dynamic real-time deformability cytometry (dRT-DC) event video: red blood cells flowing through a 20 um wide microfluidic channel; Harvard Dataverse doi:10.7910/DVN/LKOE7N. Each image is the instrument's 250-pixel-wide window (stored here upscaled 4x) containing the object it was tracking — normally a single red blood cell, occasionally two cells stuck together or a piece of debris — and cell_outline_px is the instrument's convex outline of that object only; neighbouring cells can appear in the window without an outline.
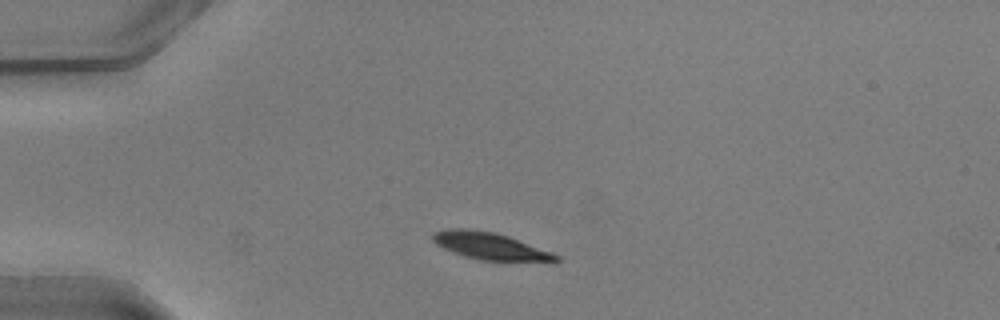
{"species": "common noctule bat (a hibernating species)", "species_latin": "Nyctalus noctula", "temperature_condition": "warm", "stored_images_in_passage": 39, "camera_frame_rate_fps": 3000, "um_per_image_px": 0.085, "animal": {"sex": "male", "body_mass_g": 20.5, "forearm_length_mm": 52.5}, "frame": {"image": 1, "passage_image": 1, "time_ms": 0.0, "image_size_px": [1000, 320], "cell_outline_px": [[560, 260], [552, 264], [484, 260], [464, 256], [452, 252], [436, 244], [432, 240], [432, 232], [448, 228], [460, 228], [492, 232], [508, 236], [552, 252], [560, 256]], "centroid_in_image_um": [41.77, 20.96], "position_along_channel_um": 43.2, "area_um2": 20.0}}
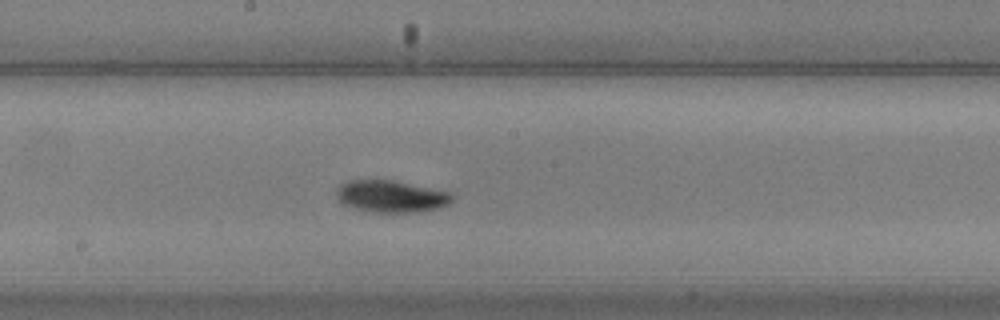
{"frame": {"image": 2, "passage_image": 16, "time_ms": 5.0, "image_size_px": [1000, 320], "cell_outline_px": [[452, 200], [448, 204], [440, 208], [420, 212], [372, 212], [356, 208], [344, 204], [336, 196], [340, 184], [348, 180], [392, 180], [448, 192], [452, 196]], "centroid_in_image_um": [33.24, 16.69], "position_along_channel_um": 215.0, "area_um2": 21.21}}
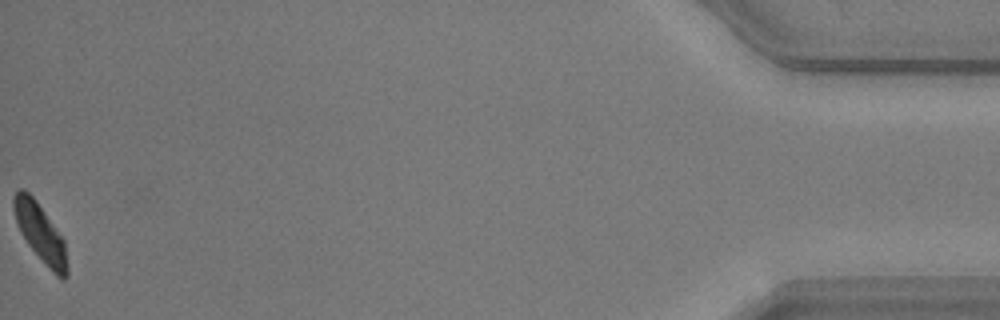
{"frame": {"image": 3, "passage_image": 39, "time_ms": 12.667, "image_size_px": [1000, 320], "cell_outline_px": [[68, 276], [64, 280], [60, 280], [52, 272], [28, 244], [20, 232], [12, 208], [12, 196], [20, 188], [24, 188], [36, 200], [64, 240], [68, 268]], "centroid_in_image_um": [3.42, 19.8], "position_along_channel_um": 431.8, "area_um2": 18.09}, "authors_computed_cell_mechanics": {"area_um2": 20.1722, "velocity_mm_per_s": 4.0251, "shape_relaxation_time_tau1_ms": 1.4978, "shape_relaxation_time_tau2_ms": null, "deformation_change_tau1": 0.1111, "deformation_change_tau2": null}}